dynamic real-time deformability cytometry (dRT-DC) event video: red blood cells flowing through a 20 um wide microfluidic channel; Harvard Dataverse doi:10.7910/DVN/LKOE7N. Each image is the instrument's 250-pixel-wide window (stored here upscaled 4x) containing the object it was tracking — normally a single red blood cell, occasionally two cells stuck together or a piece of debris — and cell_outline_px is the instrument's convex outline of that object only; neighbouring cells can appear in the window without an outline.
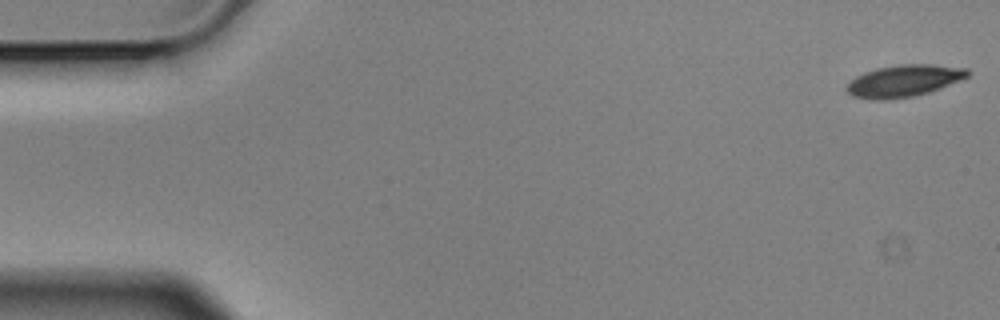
{"species": "Egyptian fruit bat (a non-hibernating species)", "species_latin": "Rousettus aegyptiacus", "temperature_condition": "cold", "stored_images_in_passage": 57, "camera_frame_rate_fps": 3000, "um_per_image_px": 0.085, "animal": {"sex": "male"}, "frame": {"image": 1, "passage_image": 1, "time_ms": 0.0, "image_size_px": [1000, 320], "cell_outline_px": [[968, 76], [960, 80], [940, 88], [928, 92], [912, 96], [888, 100], [876, 100], [852, 96], [844, 88], [856, 76], [864, 72], [876, 68], [900, 64], [932, 64], [968, 68]], "centroid_in_image_um": [76.81, 6.86], "position_along_channel_um": 8.2, "area_um2": 22.43}}
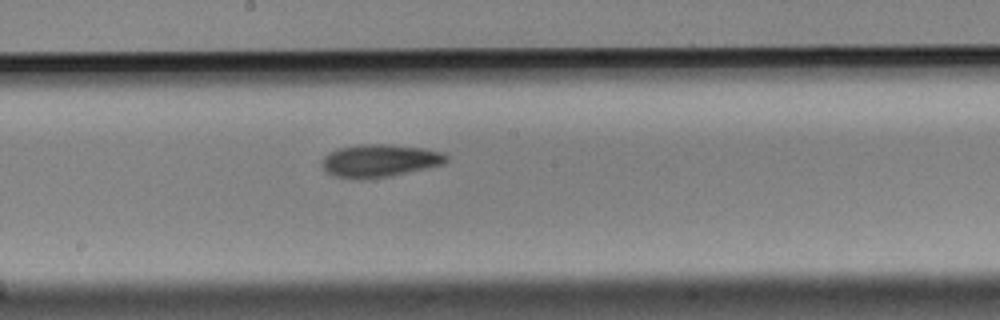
{"frame": {"image": 2, "passage_image": 30, "time_ms": 9.667, "image_size_px": [1000, 320], "cell_outline_px": [[448, 160], [444, 164], [392, 176], [364, 180], [356, 180], [332, 176], [324, 172], [320, 160], [328, 152], [340, 148], [360, 144], [388, 144], [424, 148], [440, 152], [448, 156]], "centroid_in_image_um": [32.21, 13.68], "position_along_channel_um": 216.0, "area_um2": 24.22}}
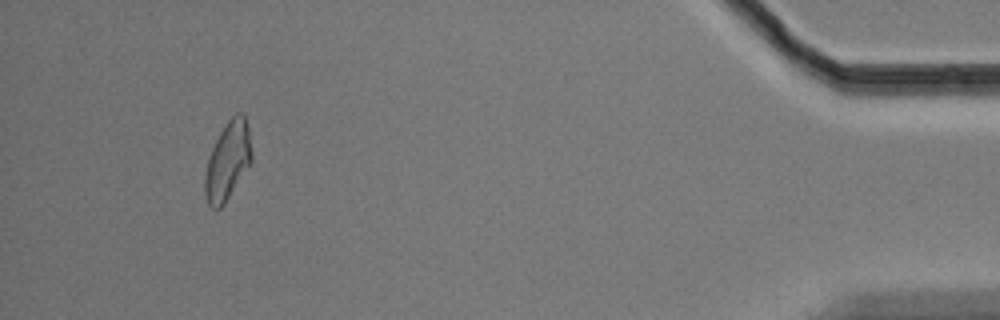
{"frame": {"image": 3, "passage_image": 53, "time_ms": 17.333, "image_size_px": [1000, 320], "cell_outline_px": [[252, 164], [224, 204], [220, 208], [212, 208], [208, 204], [204, 192], [204, 176], [208, 156], [220, 132], [228, 120], [236, 112], [240, 112], [244, 116], [248, 128], [252, 152]], "centroid_in_image_um": [19.36, 13.7], "position_along_channel_um": 415.8, "area_um2": 21.5}, "authors_computed_cell_mechanics": {"area_um2": 22.4264, "velocity_mm_per_s": 3.5131, "shape_relaxation_time_tau1_ms": 4.1422, "shape_relaxation_time_tau2_ms": null, "deformation_change_tau1": 0.122, "deformation_change_tau2": null}}